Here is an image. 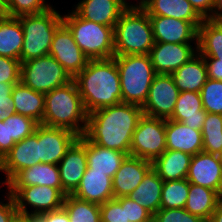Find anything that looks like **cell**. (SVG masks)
<instances>
[{"instance_id": "25", "label": "cell", "mask_w": 222, "mask_h": 222, "mask_svg": "<svg viewBox=\"0 0 222 222\" xmlns=\"http://www.w3.org/2000/svg\"><path fill=\"white\" fill-rule=\"evenodd\" d=\"M197 50L206 64H222V23L204 19L198 27Z\"/></svg>"}, {"instance_id": "11", "label": "cell", "mask_w": 222, "mask_h": 222, "mask_svg": "<svg viewBox=\"0 0 222 222\" xmlns=\"http://www.w3.org/2000/svg\"><path fill=\"white\" fill-rule=\"evenodd\" d=\"M179 92L171 74H156L147 100L141 107L143 115L169 119L175 109Z\"/></svg>"}, {"instance_id": "5", "label": "cell", "mask_w": 222, "mask_h": 222, "mask_svg": "<svg viewBox=\"0 0 222 222\" xmlns=\"http://www.w3.org/2000/svg\"><path fill=\"white\" fill-rule=\"evenodd\" d=\"M120 76L122 102L143 106L156 76L149 55L114 56Z\"/></svg>"}, {"instance_id": "38", "label": "cell", "mask_w": 222, "mask_h": 222, "mask_svg": "<svg viewBox=\"0 0 222 222\" xmlns=\"http://www.w3.org/2000/svg\"><path fill=\"white\" fill-rule=\"evenodd\" d=\"M5 122L8 123L9 140L15 143L32 135L38 125L32 118L16 113L9 115Z\"/></svg>"}, {"instance_id": "29", "label": "cell", "mask_w": 222, "mask_h": 222, "mask_svg": "<svg viewBox=\"0 0 222 222\" xmlns=\"http://www.w3.org/2000/svg\"><path fill=\"white\" fill-rule=\"evenodd\" d=\"M192 155L179 150L167 149L152 162V168L163 181L185 179Z\"/></svg>"}, {"instance_id": "19", "label": "cell", "mask_w": 222, "mask_h": 222, "mask_svg": "<svg viewBox=\"0 0 222 222\" xmlns=\"http://www.w3.org/2000/svg\"><path fill=\"white\" fill-rule=\"evenodd\" d=\"M7 185V186H6ZM35 185L57 188L63 193L57 164L39 163L17 172L6 184V190L12 195L19 187Z\"/></svg>"}, {"instance_id": "33", "label": "cell", "mask_w": 222, "mask_h": 222, "mask_svg": "<svg viewBox=\"0 0 222 222\" xmlns=\"http://www.w3.org/2000/svg\"><path fill=\"white\" fill-rule=\"evenodd\" d=\"M221 199L216 191L189 183V194L184 209L208 222Z\"/></svg>"}, {"instance_id": "16", "label": "cell", "mask_w": 222, "mask_h": 222, "mask_svg": "<svg viewBox=\"0 0 222 222\" xmlns=\"http://www.w3.org/2000/svg\"><path fill=\"white\" fill-rule=\"evenodd\" d=\"M78 138L70 130L39 124L40 163L58 164Z\"/></svg>"}, {"instance_id": "39", "label": "cell", "mask_w": 222, "mask_h": 222, "mask_svg": "<svg viewBox=\"0 0 222 222\" xmlns=\"http://www.w3.org/2000/svg\"><path fill=\"white\" fill-rule=\"evenodd\" d=\"M5 3L8 16L13 17L42 13L52 7L45 0H6Z\"/></svg>"}, {"instance_id": "9", "label": "cell", "mask_w": 222, "mask_h": 222, "mask_svg": "<svg viewBox=\"0 0 222 222\" xmlns=\"http://www.w3.org/2000/svg\"><path fill=\"white\" fill-rule=\"evenodd\" d=\"M166 150L165 119L143 115L133 133L129 155L153 162Z\"/></svg>"}, {"instance_id": "40", "label": "cell", "mask_w": 222, "mask_h": 222, "mask_svg": "<svg viewBox=\"0 0 222 222\" xmlns=\"http://www.w3.org/2000/svg\"><path fill=\"white\" fill-rule=\"evenodd\" d=\"M125 207V222H151L153 214L127 196L116 198Z\"/></svg>"}, {"instance_id": "30", "label": "cell", "mask_w": 222, "mask_h": 222, "mask_svg": "<svg viewBox=\"0 0 222 222\" xmlns=\"http://www.w3.org/2000/svg\"><path fill=\"white\" fill-rule=\"evenodd\" d=\"M11 95L16 114L27 116L41 124L45 111L44 93L34 91L20 82L14 85Z\"/></svg>"}, {"instance_id": "52", "label": "cell", "mask_w": 222, "mask_h": 222, "mask_svg": "<svg viewBox=\"0 0 222 222\" xmlns=\"http://www.w3.org/2000/svg\"><path fill=\"white\" fill-rule=\"evenodd\" d=\"M14 85L16 84L0 83V98H6L11 95Z\"/></svg>"}, {"instance_id": "48", "label": "cell", "mask_w": 222, "mask_h": 222, "mask_svg": "<svg viewBox=\"0 0 222 222\" xmlns=\"http://www.w3.org/2000/svg\"><path fill=\"white\" fill-rule=\"evenodd\" d=\"M14 102L12 95L0 98V120L5 121L9 115L14 114Z\"/></svg>"}, {"instance_id": "13", "label": "cell", "mask_w": 222, "mask_h": 222, "mask_svg": "<svg viewBox=\"0 0 222 222\" xmlns=\"http://www.w3.org/2000/svg\"><path fill=\"white\" fill-rule=\"evenodd\" d=\"M40 163L39 158V124L34 133L14 144L2 158L0 171L5 174L6 184L17 172Z\"/></svg>"}, {"instance_id": "15", "label": "cell", "mask_w": 222, "mask_h": 222, "mask_svg": "<svg viewBox=\"0 0 222 222\" xmlns=\"http://www.w3.org/2000/svg\"><path fill=\"white\" fill-rule=\"evenodd\" d=\"M164 43L155 42L149 56L156 74H172L197 53V43ZM196 49V50H195Z\"/></svg>"}, {"instance_id": "31", "label": "cell", "mask_w": 222, "mask_h": 222, "mask_svg": "<svg viewBox=\"0 0 222 222\" xmlns=\"http://www.w3.org/2000/svg\"><path fill=\"white\" fill-rule=\"evenodd\" d=\"M163 179L151 168L134 191L127 195L153 215L160 209Z\"/></svg>"}, {"instance_id": "27", "label": "cell", "mask_w": 222, "mask_h": 222, "mask_svg": "<svg viewBox=\"0 0 222 222\" xmlns=\"http://www.w3.org/2000/svg\"><path fill=\"white\" fill-rule=\"evenodd\" d=\"M180 92L200 93L208 79L207 66L203 56L197 53L187 63L171 74Z\"/></svg>"}, {"instance_id": "51", "label": "cell", "mask_w": 222, "mask_h": 222, "mask_svg": "<svg viewBox=\"0 0 222 222\" xmlns=\"http://www.w3.org/2000/svg\"><path fill=\"white\" fill-rule=\"evenodd\" d=\"M215 21H222V0H215L213 17L211 18Z\"/></svg>"}, {"instance_id": "8", "label": "cell", "mask_w": 222, "mask_h": 222, "mask_svg": "<svg viewBox=\"0 0 222 222\" xmlns=\"http://www.w3.org/2000/svg\"><path fill=\"white\" fill-rule=\"evenodd\" d=\"M61 64L51 55L21 63L20 82L41 93H48L72 81Z\"/></svg>"}, {"instance_id": "35", "label": "cell", "mask_w": 222, "mask_h": 222, "mask_svg": "<svg viewBox=\"0 0 222 222\" xmlns=\"http://www.w3.org/2000/svg\"><path fill=\"white\" fill-rule=\"evenodd\" d=\"M201 133L203 152L219 155L222 152V114L207 113Z\"/></svg>"}, {"instance_id": "17", "label": "cell", "mask_w": 222, "mask_h": 222, "mask_svg": "<svg viewBox=\"0 0 222 222\" xmlns=\"http://www.w3.org/2000/svg\"><path fill=\"white\" fill-rule=\"evenodd\" d=\"M186 179L189 183L210 188L222 197V174L219 155L203 151L192 155Z\"/></svg>"}, {"instance_id": "36", "label": "cell", "mask_w": 222, "mask_h": 222, "mask_svg": "<svg viewBox=\"0 0 222 222\" xmlns=\"http://www.w3.org/2000/svg\"><path fill=\"white\" fill-rule=\"evenodd\" d=\"M189 194V182L185 179L164 181L160 209L184 208Z\"/></svg>"}, {"instance_id": "23", "label": "cell", "mask_w": 222, "mask_h": 222, "mask_svg": "<svg viewBox=\"0 0 222 222\" xmlns=\"http://www.w3.org/2000/svg\"><path fill=\"white\" fill-rule=\"evenodd\" d=\"M125 10L117 0H81L74 9L85 20L113 28Z\"/></svg>"}, {"instance_id": "3", "label": "cell", "mask_w": 222, "mask_h": 222, "mask_svg": "<svg viewBox=\"0 0 222 222\" xmlns=\"http://www.w3.org/2000/svg\"><path fill=\"white\" fill-rule=\"evenodd\" d=\"M44 104L41 124L70 130L79 137L83 135L88 113L74 80L45 93Z\"/></svg>"}, {"instance_id": "14", "label": "cell", "mask_w": 222, "mask_h": 222, "mask_svg": "<svg viewBox=\"0 0 222 222\" xmlns=\"http://www.w3.org/2000/svg\"><path fill=\"white\" fill-rule=\"evenodd\" d=\"M57 165L63 194L72 195L87 169L86 138L83 135L71 145Z\"/></svg>"}, {"instance_id": "47", "label": "cell", "mask_w": 222, "mask_h": 222, "mask_svg": "<svg viewBox=\"0 0 222 222\" xmlns=\"http://www.w3.org/2000/svg\"><path fill=\"white\" fill-rule=\"evenodd\" d=\"M37 218L39 222H70L68 213L63 207L55 211L40 214Z\"/></svg>"}, {"instance_id": "54", "label": "cell", "mask_w": 222, "mask_h": 222, "mask_svg": "<svg viewBox=\"0 0 222 222\" xmlns=\"http://www.w3.org/2000/svg\"><path fill=\"white\" fill-rule=\"evenodd\" d=\"M13 222H39V220L37 217L34 216H24L18 214Z\"/></svg>"}, {"instance_id": "4", "label": "cell", "mask_w": 222, "mask_h": 222, "mask_svg": "<svg viewBox=\"0 0 222 222\" xmlns=\"http://www.w3.org/2000/svg\"><path fill=\"white\" fill-rule=\"evenodd\" d=\"M155 44L149 15L142 9H126L114 28V56L149 55Z\"/></svg>"}, {"instance_id": "6", "label": "cell", "mask_w": 222, "mask_h": 222, "mask_svg": "<svg viewBox=\"0 0 222 222\" xmlns=\"http://www.w3.org/2000/svg\"><path fill=\"white\" fill-rule=\"evenodd\" d=\"M62 16L52 6L42 13L17 17L24 36L21 63L49 55L54 33L63 23Z\"/></svg>"}, {"instance_id": "55", "label": "cell", "mask_w": 222, "mask_h": 222, "mask_svg": "<svg viewBox=\"0 0 222 222\" xmlns=\"http://www.w3.org/2000/svg\"><path fill=\"white\" fill-rule=\"evenodd\" d=\"M8 16L6 9V3L4 0H0V19H3Z\"/></svg>"}, {"instance_id": "45", "label": "cell", "mask_w": 222, "mask_h": 222, "mask_svg": "<svg viewBox=\"0 0 222 222\" xmlns=\"http://www.w3.org/2000/svg\"><path fill=\"white\" fill-rule=\"evenodd\" d=\"M15 142L9 140L8 123L0 120V159L11 150Z\"/></svg>"}, {"instance_id": "24", "label": "cell", "mask_w": 222, "mask_h": 222, "mask_svg": "<svg viewBox=\"0 0 222 222\" xmlns=\"http://www.w3.org/2000/svg\"><path fill=\"white\" fill-rule=\"evenodd\" d=\"M142 9L149 16H166L190 22L197 30L204 18L187 0H147Z\"/></svg>"}, {"instance_id": "50", "label": "cell", "mask_w": 222, "mask_h": 222, "mask_svg": "<svg viewBox=\"0 0 222 222\" xmlns=\"http://www.w3.org/2000/svg\"><path fill=\"white\" fill-rule=\"evenodd\" d=\"M208 222H222V199L217 204Z\"/></svg>"}, {"instance_id": "2", "label": "cell", "mask_w": 222, "mask_h": 222, "mask_svg": "<svg viewBox=\"0 0 222 222\" xmlns=\"http://www.w3.org/2000/svg\"><path fill=\"white\" fill-rule=\"evenodd\" d=\"M73 80L88 114L122 102L120 76L114 57L89 60Z\"/></svg>"}, {"instance_id": "28", "label": "cell", "mask_w": 222, "mask_h": 222, "mask_svg": "<svg viewBox=\"0 0 222 222\" xmlns=\"http://www.w3.org/2000/svg\"><path fill=\"white\" fill-rule=\"evenodd\" d=\"M127 154L99 146L86 139L87 167L92 172L106 173L113 178Z\"/></svg>"}, {"instance_id": "49", "label": "cell", "mask_w": 222, "mask_h": 222, "mask_svg": "<svg viewBox=\"0 0 222 222\" xmlns=\"http://www.w3.org/2000/svg\"><path fill=\"white\" fill-rule=\"evenodd\" d=\"M209 79L222 81V64H206Z\"/></svg>"}, {"instance_id": "42", "label": "cell", "mask_w": 222, "mask_h": 222, "mask_svg": "<svg viewBox=\"0 0 222 222\" xmlns=\"http://www.w3.org/2000/svg\"><path fill=\"white\" fill-rule=\"evenodd\" d=\"M21 61L0 56V83H20Z\"/></svg>"}, {"instance_id": "18", "label": "cell", "mask_w": 222, "mask_h": 222, "mask_svg": "<svg viewBox=\"0 0 222 222\" xmlns=\"http://www.w3.org/2000/svg\"><path fill=\"white\" fill-rule=\"evenodd\" d=\"M149 18L155 42L197 43L198 30L190 22L166 16H149Z\"/></svg>"}, {"instance_id": "53", "label": "cell", "mask_w": 222, "mask_h": 222, "mask_svg": "<svg viewBox=\"0 0 222 222\" xmlns=\"http://www.w3.org/2000/svg\"><path fill=\"white\" fill-rule=\"evenodd\" d=\"M121 5H123L126 9H136V8H142L143 6V0H137L136 4H131L127 2V0H117Z\"/></svg>"}, {"instance_id": "41", "label": "cell", "mask_w": 222, "mask_h": 222, "mask_svg": "<svg viewBox=\"0 0 222 222\" xmlns=\"http://www.w3.org/2000/svg\"><path fill=\"white\" fill-rule=\"evenodd\" d=\"M154 222H206L184 208L159 209L153 215Z\"/></svg>"}, {"instance_id": "26", "label": "cell", "mask_w": 222, "mask_h": 222, "mask_svg": "<svg viewBox=\"0 0 222 222\" xmlns=\"http://www.w3.org/2000/svg\"><path fill=\"white\" fill-rule=\"evenodd\" d=\"M206 115L200 93L183 91L179 92L175 109L169 119L202 130Z\"/></svg>"}, {"instance_id": "12", "label": "cell", "mask_w": 222, "mask_h": 222, "mask_svg": "<svg viewBox=\"0 0 222 222\" xmlns=\"http://www.w3.org/2000/svg\"><path fill=\"white\" fill-rule=\"evenodd\" d=\"M49 55L54 57L72 78L81 72L89 61L64 23L54 33Z\"/></svg>"}, {"instance_id": "56", "label": "cell", "mask_w": 222, "mask_h": 222, "mask_svg": "<svg viewBox=\"0 0 222 222\" xmlns=\"http://www.w3.org/2000/svg\"><path fill=\"white\" fill-rule=\"evenodd\" d=\"M219 158H220V161H221V174H222V152L219 154Z\"/></svg>"}, {"instance_id": "22", "label": "cell", "mask_w": 222, "mask_h": 222, "mask_svg": "<svg viewBox=\"0 0 222 222\" xmlns=\"http://www.w3.org/2000/svg\"><path fill=\"white\" fill-rule=\"evenodd\" d=\"M72 195L77 199L102 205L114 199L112 178L106 173L92 172L87 167L80 185Z\"/></svg>"}, {"instance_id": "44", "label": "cell", "mask_w": 222, "mask_h": 222, "mask_svg": "<svg viewBox=\"0 0 222 222\" xmlns=\"http://www.w3.org/2000/svg\"><path fill=\"white\" fill-rule=\"evenodd\" d=\"M6 194L5 200H7V203L0 201V222H13L18 215V211L13 196Z\"/></svg>"}, {"instance_id": "34", "label": "cell", "mask_w": 222, "mask_h": 222, "mask_svg": "<svg viewBox=\"0 0 222 222\" xmlns=\"http://www.w3.org/2000/svg\"><path fill=\"white\" fill-rule=\"evenodd\" d=\"M70 222H101L100 205L66 195L62 206Z\"/></svg>"}, {"instance_id": "46", "label": "cell", "mask_w": 222, "mask_h": 222, "mask_svg": "<svg viewBox=\"0 0 222 222\" xmlns=\"http://www.w3.org/2000/svg\"><path fill=\"white\" fill-rule=\"evenodd\" d=\"M187 1L192 4L194 9L204 19H211L213 17L215 0H187Z\"/></svg>"}, {"instance_id": "43", "label": "cell", "mask_w": 222, "mask_h": 222, "mask_svg": "<svg viewBox=\"0 0 222 222\" xmlns=\"http://www.w3.org/2000/svg\"><path fill=\"white\" fill-rule=\"evenodd\" d=\"M101 222H125V207L112 199L100 205Z\"/></svg>"}, {"instance_id": "10", "label": "cell", "mask_w": 222, "mask_h": 222, "mask_svg": "<svg viewBox=\"0 0 222 222\" xmlns=\"http://www.w3.org/2000/svg\"><path fill=\"white\" fill-rule=\"evenodd\" d=\"M12 196L19 215L34 217L62 208L65 199L59 189L43 185L19 187ZM27 205L33 207L31 212Z\"/></svg>"}, {"instance_id": "32", "label": "cell", "mask_w": 222, "mask_h": 222, "mask_svg": "<svg viewBox=\"0 0 222 222\" xmlns=\"http://www.w3.org/2000/svg\"><path fill=\"white\" fill-rule=\"evenodd\" d=\"M23 28L17 17L0 19V56L21 61Z\"/></svg>"}, {"instance_id": "37", "label": "cell", "mask_w": 222, "mask_h": 222, "mask_svg": "<svg viewBox=\"0 0 222 222\" xmlns=\"http://www.w3.org/2000/svg\"><path fill=\"white\" fill-rule=\"evenodd\" d=\"M200 95L207 113L222 114V81L208 78Z\"/></svg>"}, {"instance_id": "1", "label": "cell", "mask_w": 222, "mask_h": 222, "mask_svg": "<svg viewBox=\"0 0 222 222\" xmlns=\"http://www.w3.org/2000/svg\"><path fill=\"white\" fill-rule=\"evenodd\" d=\"M142 116L141 106L130 103L97 109L88 114L83 136L99 146L129 155L133 133Z\"/></svg>"}, {"instance_id": "7", "label": "cell", "mask_w": 222, "mask_h": 222, "mask_svg": "<svg viewBox=\"0 0 222 222\" xmlns=\"http://www.w3.org/2000/svg\"><path fill=\"white\" fill-rule=\"evenodd\" d=\"M70 11L62 16V21L88 59L114 57V28L85 20L74 10Z\"/></svg>"}, {"instance_id": "20", "label": "cell", "mask_w": 222, "mask_h": 222, "mask_svg": "<svg viewBox=\"0 0 222 222\" xmlns=\"http://www.w3.org/2000/svg\"><path fill=\"white\" fill-rule=\"evenodd\" d=\"M151 168L152 162L127 155L112 178L114 199L134 191Z\"/></svg>"}, {"instance_id": "21", "label": "cell", "mask_w": 222, "mask_h": 222, "mask_svg": "<svg viewBox=\"0 0 222 222\" xmlns=\"http://www.w3.org/2000/svg\"><path fill=\"white\" fill-rule=\"evenodd\" d=\"M166 148L195 155L203 151L201 130L193 129L182 122L165 119Z\"/></svg>"}]
</instances>
